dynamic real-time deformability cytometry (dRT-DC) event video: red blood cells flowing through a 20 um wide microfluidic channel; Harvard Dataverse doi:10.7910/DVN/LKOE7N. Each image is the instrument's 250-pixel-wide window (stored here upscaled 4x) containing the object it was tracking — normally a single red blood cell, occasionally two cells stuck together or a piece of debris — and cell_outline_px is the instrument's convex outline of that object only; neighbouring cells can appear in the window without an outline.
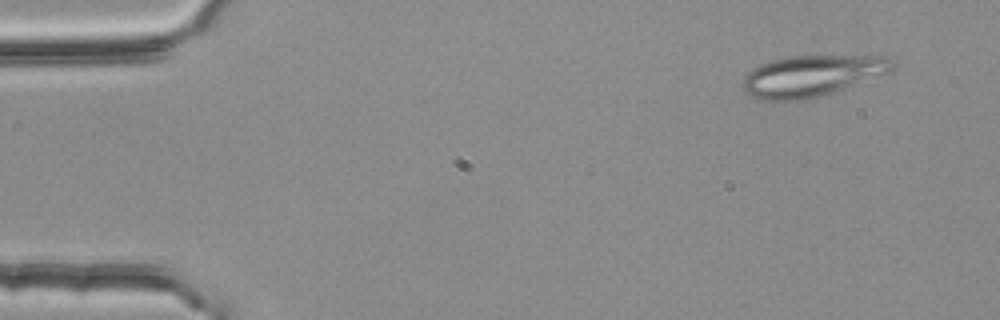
{"species": "common noctule bat (a hibernating species)", "species_latin": "Nyctalus noctula", "temperature_condition": "room temperature", "stored_images_in_passage": 2, "camera_frame_rate_fps": 3000, "um_per_image_px": 0.085, "animal": {"sex": "female", "body_mass_g": 25.1}, "frame": {"image": 1, "passage_image": 1, "time_ms": 0.0, "image_size_px": [1000, 320], "cell_outline_px": [[896, 64], [892, 72], [808, 100], [756, 100], [744, 92], [740, 84], [744, 76], [752, 68], [760, 64], [772, 60], [792, 56], [888, 56]], "centroid_in_image_um": [68.98, 6.45], "position_along_channel_um": 16.0, "area_um2": 36.24}}